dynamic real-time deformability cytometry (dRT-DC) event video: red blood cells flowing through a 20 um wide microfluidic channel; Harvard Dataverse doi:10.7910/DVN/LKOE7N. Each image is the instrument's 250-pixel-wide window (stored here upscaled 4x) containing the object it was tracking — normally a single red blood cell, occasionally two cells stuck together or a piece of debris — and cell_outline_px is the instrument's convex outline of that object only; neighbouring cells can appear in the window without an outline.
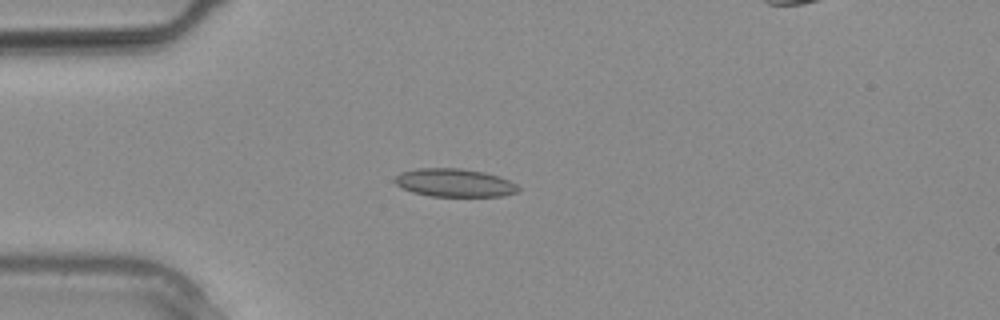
{"species": "common noctule bat (a hibernating species)", "species_latin": "Nyctalus noctula", "temperature_condition": "warm", "stored_images_in_passage": 4, "camera_frame_rate_fps": 3000, "um_per_image_px": 0.085, "animal": {"sex": "male", "body_mass_g": 20.4}, "frame": {"image": 1, "passage_image": 1, "time_ms": 0.0, "image_size_px": [1000, 320], "cell_outline_px": [[520, 192], [504, 196], [432, 196], [412, 192], [400, 188], [392, 180], [400, 172], [416, 168], [460, 168], [484, 172], [500, 176], [516, 184], [520, 188]], "centroid_in_image_um": [38.62, 15.53], "position_along_channel_um": 46.4, "area_um2": 20.52}}